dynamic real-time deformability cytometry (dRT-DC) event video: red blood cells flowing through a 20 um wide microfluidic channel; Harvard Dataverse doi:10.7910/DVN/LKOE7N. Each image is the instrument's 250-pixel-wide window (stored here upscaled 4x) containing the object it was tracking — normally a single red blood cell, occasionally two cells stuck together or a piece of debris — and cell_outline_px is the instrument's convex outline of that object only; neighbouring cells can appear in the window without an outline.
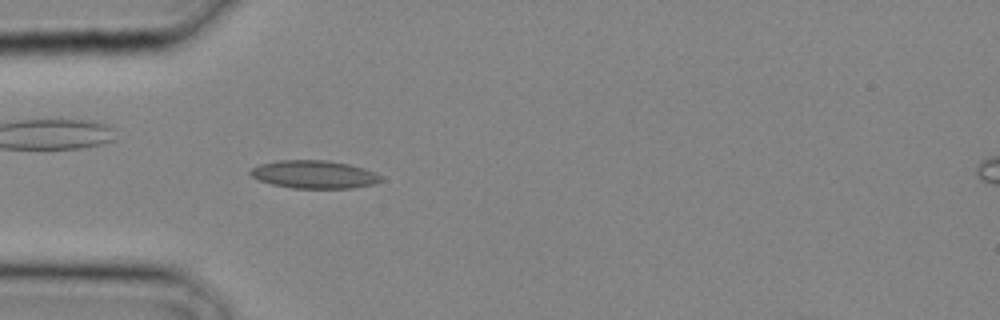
{"species": "common noctule bat (a hibernating species)", "species_latin": "Nyctalus noctula", "temperature_condition": "cold", "stored_images_in_passage": 25, "camera_frame_rate_fps": 3000, "um_per_image_px": 0.085, "animal": {"sex": "male", "body_mass_g": 20.4}, "frame": {"image": 1, "passage_image": 6, "time_ms": 1.667, "image_size_px": [1000, 320], "cell_outline_px": [[384, 180], [376, 184], [352, 188], [292, 188], [272, 184], [260, 180], [252, 176], [248, 172], [252, 168], [260, 164], [280, 160], [324, 160], [348, 164], [364, 168], [380, 176]], "centroid_in_image_um": [26.71, 14.83], "position_along_channel_um": 58.3, "area_um2": 21.15}}
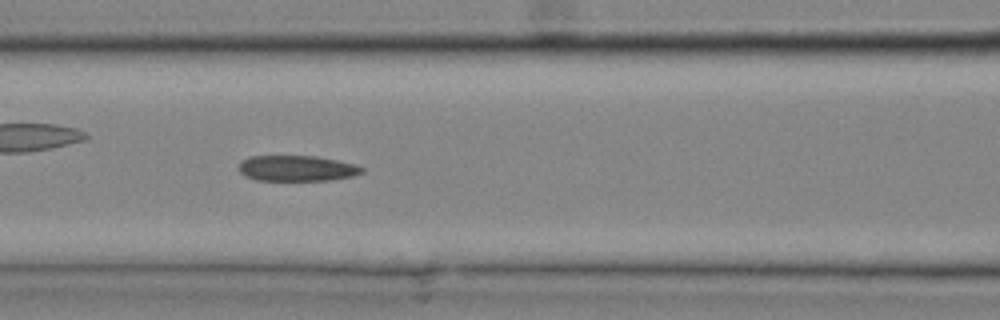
{"frame": {"image": 2, "passage_image": 10, "time_ms": 3.0, "image_size_px": [1000, 320], "cell_outline_px": [[364, 172], [352, 176], [328, 180], [256, 180], [244, 176], [240, 172], [240, 160], [248, 156], [316, 156], [356, 164], [364, 168]], "centroid_in_image_um": [25.22, 14.3], "position_along_channel_um": 141.4, "area_um2": 18.44}}
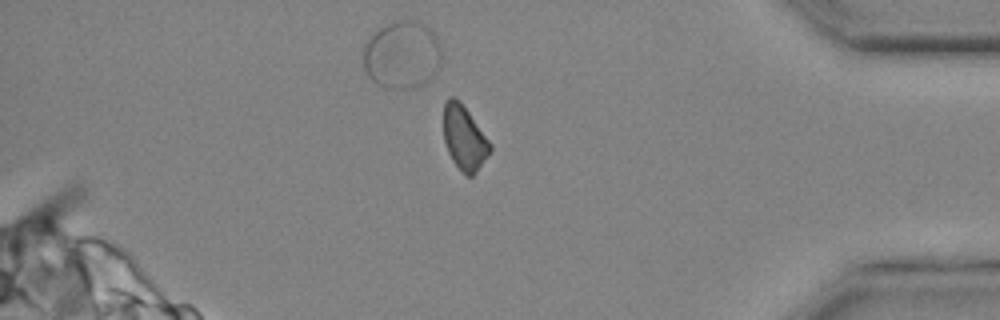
{"frame": {"image": 3, "passage_image": 23, "time_ms": 7.333, "image_size_px": [1000, 320], "cell_outline_px": [[492, 148], [476, 172], [472, 176], [468, 176], [460, 172], [452, 160], [448, 152], [444, 140], [444, 100], [448, 96], [452, 96], [460, 100], [492, 144]], "centroid_in_image_um": [39.45, 11.7], "position_along_channel_um": 395.8, "area_um2": 17.51}}